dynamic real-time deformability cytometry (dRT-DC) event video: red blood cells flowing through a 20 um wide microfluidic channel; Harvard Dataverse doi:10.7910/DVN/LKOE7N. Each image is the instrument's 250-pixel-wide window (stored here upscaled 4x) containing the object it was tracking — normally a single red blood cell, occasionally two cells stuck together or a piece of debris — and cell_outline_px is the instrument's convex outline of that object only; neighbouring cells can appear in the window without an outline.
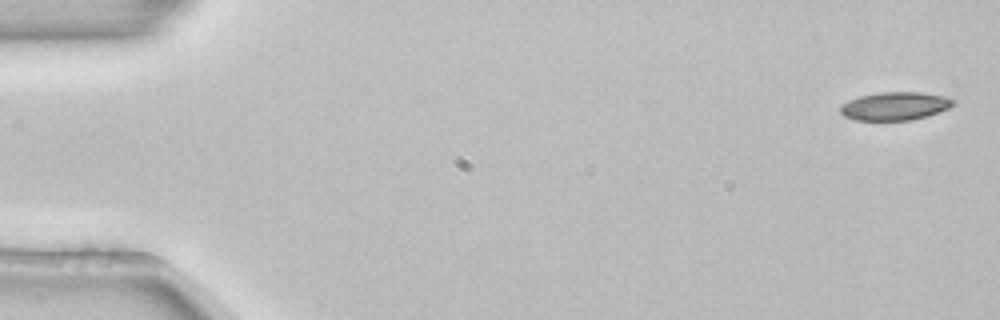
{"species": "common noctule bat (a hibernating species)", "species_latin": "Nyctalus noctula", "temperature_condition": "room temperature", "stored_images_in_passage": 4, "camera_frame_rate_fps": 3000, "um_per_image_px": 0.085, "animal": {"sex": "female", "body_mass_g": 22.7, "forearm_length_mm": 54.2}, "frame": {"image": 1, "passage_image": 1, "time_ms": 0.0, "image_size_px": [1000, 320], "cell_outline_px": [[956, 104], [948, 108], [928, 116], [912, 120], [856, 120], [844, 116], [840, 112], [840, 104], [848, 100], [860, 96], [880, 92], [920, 92], [944, 96], [956, 100]], "centroid_in_image_um": [76.07, 9.01], "position_along_channel_um": 8.9, "area_um2": 18.67}}
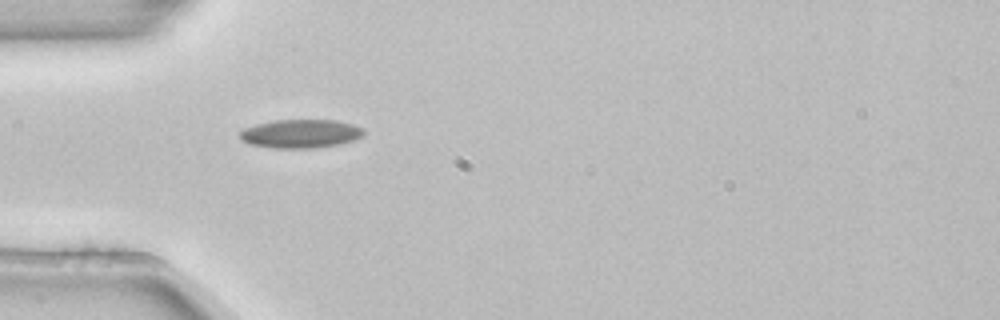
{"frame": {"image": 2, "passage_image": 4, "time_ms": 1.0, "image_size_px": [1000, 320], "cell_outline_px": [[364, 136], [352, 140], [336, 144], [316, 148], [276, 148], [248, 144], [240, 140], [240, 132], [244, 128], [256, 124], [276, 120], [336, 120], [352, 124], [364, 128]], "centroid_in_image_um": [25.54, 11.36], "position_along_channel_um": 59.5, "area_um2": 20.63}}